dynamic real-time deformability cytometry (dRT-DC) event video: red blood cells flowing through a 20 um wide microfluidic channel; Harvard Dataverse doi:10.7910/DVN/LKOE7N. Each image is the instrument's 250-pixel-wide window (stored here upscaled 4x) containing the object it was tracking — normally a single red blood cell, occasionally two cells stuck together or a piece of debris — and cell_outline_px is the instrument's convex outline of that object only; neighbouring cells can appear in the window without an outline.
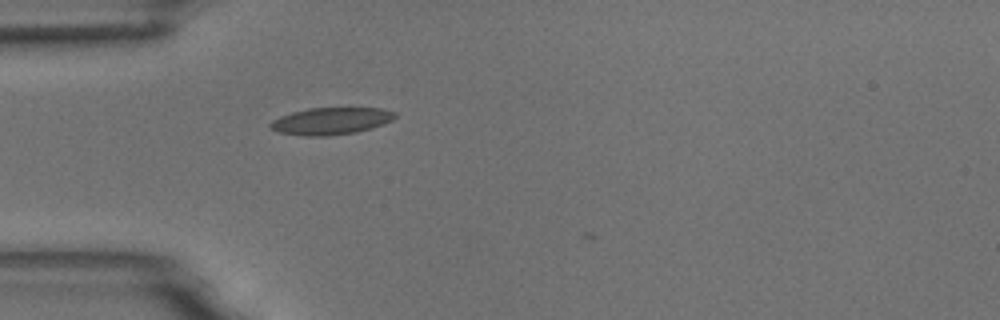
{"species": "common noctule bat (a hibernating species)", "species_latin": "Nyctalus noctula", "temperature_condition": "room temperature", "stored_images_in_passage": 2, "camera_frame_rate_fps": 3000, "um_per_image_px": 0.085, "animal": {"sex": "male", "body_mass_g": 18.8}, "frame": {"image": 1, "passage_image": 1, "time_ms": 0.0, "image_size_px": [1000, 320], "cell_outline_px": [[396, 116], [392, 120], [384, 124], [372, 128], [356, 132], [328, 136], [304, 136], [276, 132], [268, 128], [268, 124], [272, 120], [280, 116], [292, 112], [308, 108], [380, 108], [396, 112]], "centroid_in_image_um": [28.09, 10.29], "position_along_channel_um": 56.9, "area_um2": 19.88}}